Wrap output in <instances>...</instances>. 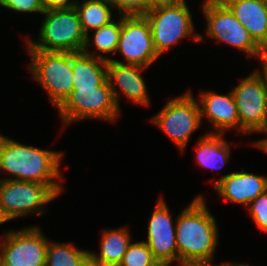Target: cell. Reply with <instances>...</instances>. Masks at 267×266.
Returning <instances> with one entry per match:
<instances>
[{"instance_id": "obj_1", "label": "cell", "mask_w": 267, "mask_h": 266, "mask_svg": "<svg viewBox=\"0 0 267 266\" xmlns=\"http://www.w3.org/2000/svg\"><path fill=\"white\" fill-rule=\"evenodd\" d=\"M204 196H195L176 219L179 266H213L218 244V226L208 211Z\"/></svg>"}, {"instance_id": "obj_2", "label": "cell", "mask_w": 267, "mask_h": 266, "mask_svg": "<svg viewBox=\"0 0 267 266\" xmlns=\"http://www.w3.org/2000/svg\"><path fill=\"white\" fill-rule=\"evenodd\" d=\"M62 153L19 143L0 134V170L17 180L49 186L58 196L63 192L58 180L62 179Z\"/></svg>"}, {"instance_id": "obj_3", "label": "cell", "mask_w": 267, "mask_h": 266, "mask_svg": "<svg viewBox=\"0 0 267 266\" xmlns=\"http://www.w3.org/2000/svg\"><path fill=\"white\" fill-rule=\"evenodd\" d=\"M46 15L39 30V39H26L28 51L43 52H82L85 46L84 34L75 7L51 9L44 11Z\"/></svg>"}, {"instance_id": "obj_4", "label": "cell", "mask_w": 267, "mask_h": 266, "mask_svg": "<svg viewBox=\"0 0 267 266\" xmlns=\"http://www.w3.org/2000/svg\"><path fill=\"white\" fill-rule=\"evenodd\" d=\"M57 110L63 127L86 118H96L113 123L116 122L121 112L108 79L96 88L73 89Z\"/></svg>"}, {"instance_id": "obj_5", "label": "cell", "mask_w": 267, "mask_h": 266, "mask_svg": "<svg viewBox=\"0 0 267 266\" xmlns=\"http://www.w3.org/2000/svg\"><path fill=\"white\" fill-rule=\"evenodd\" d=\"M31 56L29 72L58 108L73 90L71 52L27 51Z\"/></svg>"}, {"instance_id": "obj_6", "label": "cell", "mask_w": 267, "mask_h": 266, "mask_svg": "<svg viewBox=\"0 0 267 266\" xmlns=\"http://www.w3.org/2000/svg\"><path fill=\"white\" fill-rule=\"evenodd\" d=\"M202 7L207 20L205 31L208 37L229 44L245 52L248 57L260 59L261 65L265 64L267 53L221 0H204Z\"/></svg>"}, {"instance_id": "obj_7", "label": "cell", "mask_w": 267, "mask_h": 266, "mask_svg": "<svg viewBox=\"0 0 267 266\" xmlns=\"http://www.w3.org/2000/svg\"><path fill=\"white\" fill-rule=\"evenodd\" d=\"M240 120V134L267 133L266 65L242 78L232 89Z\"/></svg>"}, {"instance_id": "obj_8", "label": "cell", "mask_w": 267, "mask_h": 266, "mask_svg": "<svg viewBox=\"0 0 267 266\" xmlns=\"http://www.w3.org/2000/svg\"><path fill=\"white\" fill-rule=\"evenodd\" d=\"M144 16L149 22L153 46L159 57L185 37L192 35L197 43L204 39L203 35L194 33L192 14L186 1L148 11Z\"/></svg>"}, {"instance_id": "obj_9", "label": "cell", "mask_w": 267, "mask_h": 266, "mask_svg": "<svg viewBox=\"0 0 267 266\" xmlns=\"http://www.w3.org/2000/svg\"><path fill=\"white\" fill-rule=\"evenodd\" d=\"M59 197L41 183L0 180V211L9 221L30 214H44V206Z\"/></svg>"}, {"instance_id": "obj_10", "label": "cell", "mask_w": 267, "mask_h": 266, "mask_svg": "<svg viewBox=\"0 0 267 266\" xmlns=\"http://www.w3.org/2000/svg\"><path fill=\"white\" fill-rule=\"evenodd\" d=\"M192 91L169 100L151 122L160 128L175 143L179 151H184L191 134L201 126L198 101Z\"/></svg>"}, {"instance_id": "obj_11", "label": "cell", "mask_w": 267, "mask_h": 266, "mask_svg": "<svg viewBox=\"0 0 267 266\" xmlns=\"http://www.w3.org/2000/svg\"><path fill=\"white\" fill-rule=\"evenodd\" d=\"M0 240V266H46L49 240L39 226L7 231Z\"/></svg>"}, {"instance_id": "obj_12", "label": "cell", "mask_w": 267, "mask_h": 266, "mask_svg": "<svg viewBox=\"0 0 267 266\" xmlns=\"http://www.w3.org/2000/svg\"><path fill=\"white\" fill-rule=\"evenodd\" d=\"M117 52L123 55L126 62L112 58L108 61L149 68L160 58L154 49L149 22L144 15H122Z\"/></svg>"}, {"instance_id": "obj_13", "label": "cell", "mask_w": 267, "mask_h": 266, "mask_svg": "<svg viewBox=\"0 0 267 266\" xmlns=\"http://www.w3.org/2000/svg\"><path fill=\"white\" fill-rule=\"evenodd\" d=\"M172 220L166 201L161 197L150 217L145 242L161 266L178 263L176 222Z\"/></svg>"}, {"instance_id": "obj_14", "label": "cell", "mask_w": 267, "mask_h": 266, "mask_svg": "<svg viewBox=\"0 0 267 266\" xmlns=\"http://www.w3.org/2000/svg\"><path fill=\"white\" fill-rule=\"evenodd\" d=\"M142 69L145 70L147 68L139 65L107 61V79L119 109L121 93L129 100L134 101V103L147 107L150 104L145 79L141 75ZM117 85L121 93L120 91L118 92Z\"/></svg>"}, {"instance_id": "obj_15", "label": "cell", "mask_w": 267, "mask_h": 266, "mask_svg": "<svg viewBox=\"0 0 267 266\" xmlns=\"http://www.w3.org/2000/svg\"><path fill=\"white\" fill-rule=\"evenodd\" d=\"M213 186L224 200L248 206L267 191V177L245 171L232 172L214 181Z\"/></svg>"}, {"instance_id": "obj_16", "label": "cell", "mask_w": 267, "mask_h": 266, "mask_svg": "<svg viewBox=\"0 0 267 266\" xmlns=\"http://www.w3.org/2000/svg\"><path fill=\"white\" fill-rule=\"evenodd\" d=\"M201 120L205 116L216 131L209 133L224 134L228 129L236 128L240 133L238 109L232 90L220 95L213 91L201 92L199 96Z\"/></svg>"}, {"instance_id": "obj_17", "label": "cell", "mask_w": 267, "mask_h": 266, "mask_svg": "<svg viewBox=\"0 0 267 266\" xmlns=\"http://www.w3.org/2000/svg\"><path fill=\"white\" fill-rule=\"evenodd\" d=\"M267 53V8L263 0H221Z\"/></svg>"}, {"instance_id": "obj_18", "label": "cell", "mask_w": 267, "mask_h": 266, "mask_svg": "<svg viewBox=\"0 0 267 266\" xmlns=\"http://www.w3.org/2000/svg\"><path fill=\"white\" fill-rule=\"evenodd\" d=\"M101 234L100 252H90V266H119L132 242L129 229H106Z\"/></svg>"}, {"instance_id": "obj_19", "label": "cell", "mask_w": 267, "mask_h": 266, "mask_svg": "<svg viewBox=\"0 0 267 266\" xmlns=\"http://www.w3.org/2000/svg\"><path fill=\"white\" fill-rule=\"evenodd\" d=\"M73 89L96 88L107 80V60L86 53H72Z\"/></svg>"}, {"instance_id": "obj_20", "label": "cell", "mask_w": 267, "mask_h": 266, "mask_svg": "<svg viewBox=\"0 0 267 266\" xmlns=\"http://www.w3.org/2000/svg\"><path fill=\"white\" fill-rule=\"evenodd\" d=\"M224 134L207 133L198 138L196 161L210 170L221 169L230 159V145L223 138Z\"/></svg>"}, {"instance_id": "obj_21", "label": "cell", "mask_w": 267, "mask_h": 266, "mask_svg": "<svg viewBox=\"0 0 267 266\" xmlns=\"http://www.w3.org/2000/svg\"><path fill=\"white\" fill-rule=\"evenodd\" d=\"M75 8L86 36L90 30H97L113 21L114 6L109 0H83L82 3L77 1Z\"/></svg>"}, {"instance_id": "obj_22", "label": "cell", "mask_w": 267, "mask_h": 266, "mask_svg": "<svg viewBox=\"0 0 267 266\" xmlns=\"http://www.w3.org/2000/svg\"><path fill=\"white\" fill-rule=\"evenodd\" d=\"M119 17L120 18L117 21L113 20L109 24L104 25L97 30H93V43L91 42L89 35H87L83 52L93 57H99L108 61L109 57L103 55L108 53L111 54L112 52L113 54L116 53L122 29V15H119ZM92 44L95 46V51L93 53L88 49V46L91 47ZM98 52H102L103 55H97Z\"/></svg>"}, {"instance_id": "obj_23", "label": "cell", "mask_w": 267, "mask_h": 266, "mask_svg": "<svg viewBox=\"0 0 267 266\" xmlns=\"http://www.w3.org/2000/svg\"><path fill=\"white\" fill-rule=\"evenodd\" d=\"M46 266H90V251L76 248L74 243L49 241Z\"/></svg>"}, {"instance_id": "obj_24", "label": "cell", "mask_w": 267, "mask_h": 266, "mask_svg": "<svg viewBox=\"0 0 267 266\" xmlns=\"http://www.w3.org/2000/svg\"><path fill=\"white\" fill-rule=\"evenodd\" d=\"M119 266H161L145 241L131 242Z\"/></svg>"}, {"instance_id": "obj_25", "label": "cell", "mask_w": 267, "mask_h": 266, "mask_svg": "<svg viewBox=\"0 0 267 266\" xmlns=\"http://www.w3.org/2000/svg\"><path fill=\"white\" fill-rule=\"evenodd\" d=\"M247 207L257 227L267 233V191L251 201Z\"/></svg>"}, {"instance_id": "obj_26", "label": "cell", "mask_w": 267, "mask_h": 266, "mask_svg": "<svg viewBox=\"0 0 267 266\" xmlns=\"http://www.w3.org/2000/svg\"><path fill=\"white\" fill-rule=\"evenodd\" d=\"M119 15H145L148 12V0H109Z\"/></svg>"}, {"instance_id": "obj_27", "label": "cell", "mask_w": 267, "mask_h": 266, "mask_svg": "<svg viewBox=\"0 0 267 266\" xmlns=\"http://www.w3.org/2000/svg\"><path fill=\"white\" fill-rule=\"evenodd\" d=\"M0 5L6 9L22 13L43 14L45 11L41 0H0Z\"/></svg>"}, {"instance_id": "obj_28", "label": "cell", "mask_w": 267, "mask_h": 266, "mask_svg": "<svg viewBox=\"0 0 267 266\" xmlns=\"http://www.w3.org/2000/svg\"><path fill=\"white\" fill-rule=\"evenodd\" d=\"M78 0H41L42 5L45 9H62L75 7Z\"/></svg>"}, {"instance_id": "obj_29", "label": "cell", "mask_w": 267, "mask_h": 266, "mask_svg": "<svg viewBox=\"0 0 267 266\" xmlns=\"http://www.w3.org/2000/svg\"><path fill=\"white\" fill-rule=\"evenodd\" d=\"M183 1L185 0H148V11L161 7L177 5Z\"/></svg>"}, {"instance_id": "obj_30", "label": "cell", "mask_w": 267, "mask_h": 266, "mask_svg": "<svg viewBox=\"0 0 267 266\" xmlns=\"http://www.w3.org/2000/svg\"><path fill=\"white\" fill-rule=\"evenodd\" d=\"M267 135V133H266ZM253 146H256L258 148H260L261 150H263L264 152H267V137L264 139H260L259 141H255L253 143Z\"/></svg>"}, {"instance_id": "obj_31", "label": "cell", "mask_w": 267, "mask_h": 266, "mask_svg": "<svg viewBox=\"0 0 267 266\" xmlns=\"http://www.w3.org/2000/svg\"><path fill=\"white\" fill-rule=\"evenodd\" d=\"M216 266H251L249 264H244V263H230V262H223L219 265Z\"/></svg>"}, {"instance_id": "obj_32", "label": "cell", "mask_w": 267, "mask_h": 266, "mask_svg": "<svg viewBox=\"0 0 267 266\" xmlns=\"http://www.w3.org/2000/svg\"><path fill=\"white\" fill-rule=\"evenodd\" d=\"M7 222V220L3 217V215L1 214V211H0V225Z\"/></svg>"}, {"instance_id": "obj_33", "label": "cell", "mask_w": 267, "mask_h": 266, "mask_svg": "<svg viewBox=\"0 0 267 266\" xmlns=\"http://www.w3.org/2000/svg\"><path fill=\"white\" fill-rule=\"evenodd\" d=\"M266 94H267V66H266Z\"/></svg>"}, {"instance_id": "obj_34", "label": "cell", "mask_w": 267, "mask_h": 266, "mask_svg": "<svg viewBox=\"0 0 267 266\" xmlns=\"http://www.w3.org/2000/svg\"><path fill=\"white\" fill-rule=\"evenodd\" d=\"M263 3H264V5H265L266 8H267V0H263Z\"/></svg>"}]
</instances>
